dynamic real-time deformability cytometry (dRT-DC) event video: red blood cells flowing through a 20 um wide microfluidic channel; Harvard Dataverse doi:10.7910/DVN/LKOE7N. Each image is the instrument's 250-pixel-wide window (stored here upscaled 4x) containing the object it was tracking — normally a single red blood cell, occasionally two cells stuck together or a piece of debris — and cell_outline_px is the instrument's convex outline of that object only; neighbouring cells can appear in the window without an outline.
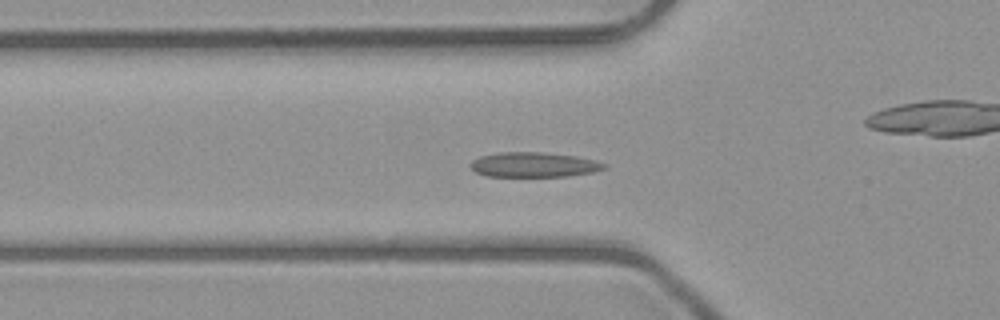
{"species": "common noctule bat (a hibernating species)", "species_latin": "Nyctalus noctula", "temperature_condition": "room temperature", "stored_images_in_passage": 46, "camera_frame_rate_fps": 3000, "um_per_image_px": 0.085, "animal": {"sex": "male", "body_mass_g": 23.1, "forearm_length_mm": 52.7}, "frame": {"image": 1, "passage_image": 11, "time_ms": 3.333, "image_size_px": [1000, 320], "cell_outline_px": [[608, 168], [592, 172], [568, 176], [488, 176], [476, 172], [468, 164], [472, 160], [480, 156], [500, 152], [540, 152], [576, 156], [596, 160], [608, 164]], "centroid_in_image_um": [45.4, 13.99], "position_along_channel_um": 80.4, "area_um2": 19.42}}
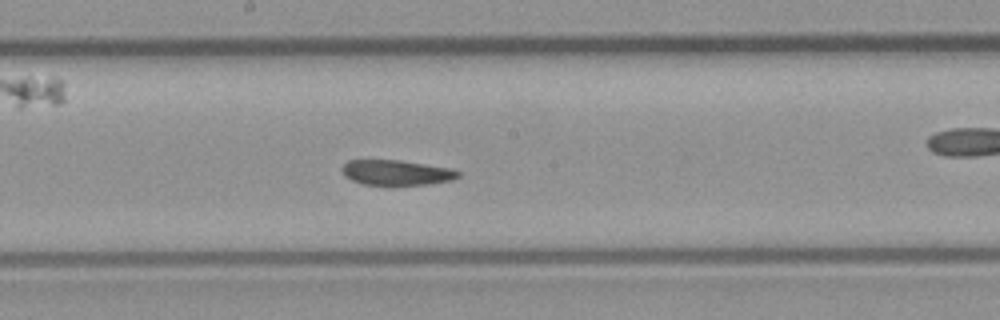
{"frame": {"image": 2, "passage_image": 21, "time_ms": 6.667, "image_size_px": [1000, 320], "cell_outline_px": [[460, 176], [452, 180], [428, 184], [392, 188], [364, 184], [352, 180], [344, 176], [340, 168], [348, 160], [400, 160], [452, 168], [460, 172]], "centroid_in_image_um": [33.69, 14.71], "position_along_channel_um": 214.5, "area_um2": 17.86}}
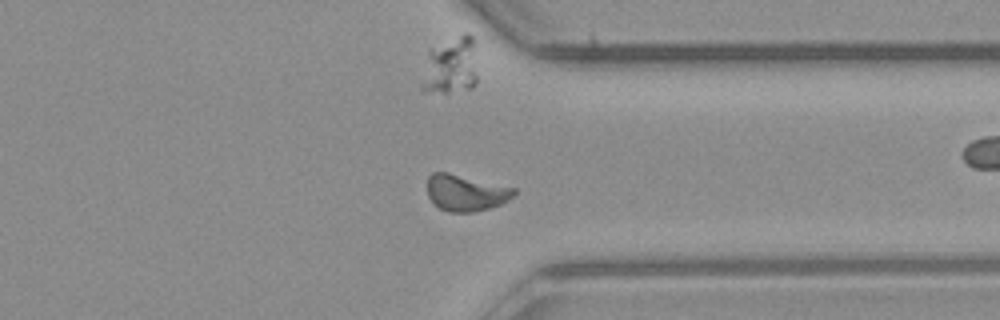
{"frame": {"image": 3, "passage_image": 33, "time_ms": 10.667, "image_size_px": [1000, 320], "cell_outline_px": [[516, 192], [508, 200], [500, 204], [488, 208], [472, 212], [448, 212], [440, 208], [428, 196], [428, 176], [432, 172], [448, 172], [516, 188]], "centroid_in_image_um": [39.59, 16.37], "position_along_channel_um": 371.8, "area_um2": 18.21}, "authors_computed_cell_mechanics": {"area_um2": 18.207, "velocity_mm_per_s": 3.9808, "shape_relaxation_time_tau1_ms": null, "shape_relaxation_time_tau2_ms": 3.6813, "deformation_change_tau1": null, "deformation_change_tau2": 0.0721}}